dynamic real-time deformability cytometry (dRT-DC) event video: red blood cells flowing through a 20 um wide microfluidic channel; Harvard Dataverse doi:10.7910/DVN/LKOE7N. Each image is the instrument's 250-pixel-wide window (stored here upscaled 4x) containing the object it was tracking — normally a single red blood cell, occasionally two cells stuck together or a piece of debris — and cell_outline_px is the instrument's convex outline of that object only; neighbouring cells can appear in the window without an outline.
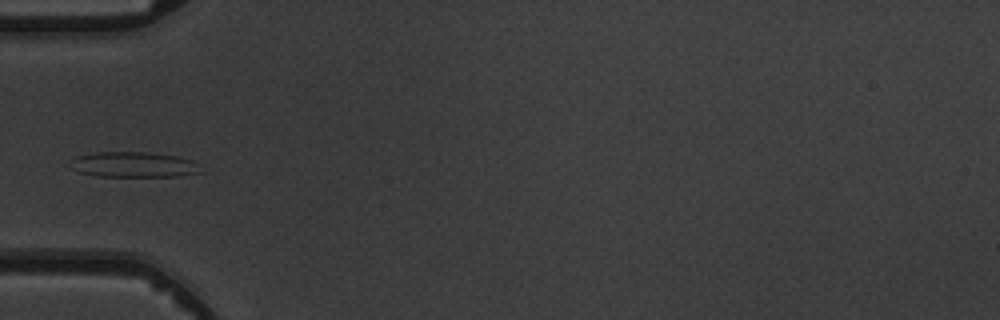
{"species": "common noctule bat (a hibernating species)", "species_latin": "Nyctalus noctula", "temperature_condition": "warm", "stored_images_in_passage": 6, "camera_frame_rate_fps": 3000, "um_per_image_px": 0.085, "animal": {"sex": "male", "body_mass_g": 19.5, "forearm_length_mm": 54.6}, "frame": {"image": 1, "passage_image": 6, "time_ms": 5.667, "image_size_px": [1000, 320], "cell_outline_px": [[204, 172], [180, 176], [96, 176], [80, 172], [72, 168], [72, 160], [76, 156], [96, 152], [148, 152], [180, 156], [192, 160]], "centroid_in_image_um": [11.41, 13.99], "position_along_channel_um": 73.6, "area_um2": 19.31}}